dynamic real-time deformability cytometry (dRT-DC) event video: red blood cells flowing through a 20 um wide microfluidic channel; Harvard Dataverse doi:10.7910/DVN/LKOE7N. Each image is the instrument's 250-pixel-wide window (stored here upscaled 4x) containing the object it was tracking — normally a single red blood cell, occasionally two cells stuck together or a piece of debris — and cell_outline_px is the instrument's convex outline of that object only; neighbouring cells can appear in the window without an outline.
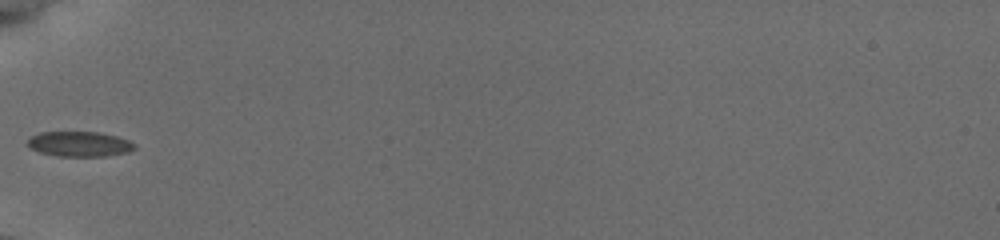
{"species": "common noctule bat (a hibernating species)", "species_latin": "Nyctalus noctula", "temperature_condition": "cold", "stored_images_in_passage": 35, "camera_frame_rate_fps": 3000, "um_per_image_px": 0.085, "animal": {"sex": "female", "body_mass_g": 19.5, "forearm_length_mm": 54.1}, "frame": {"image": 1, "passage_image": 1, "time_ms": 0.0, "image_size_px": [1000, 240], "cell_outline_px": [[136, 148], [128, 152], [108, 156], [56, 156], [40, 152], [32, 148], [28, 144], [28, 140], [32, 136], [40, 132], [100, 132], [116, 136], [128, 140], [136, 144]], "centroid_in_image_um": [6.8, 12.24], "position_along_channel_um": 78.2, "area_um2": 15.61}}
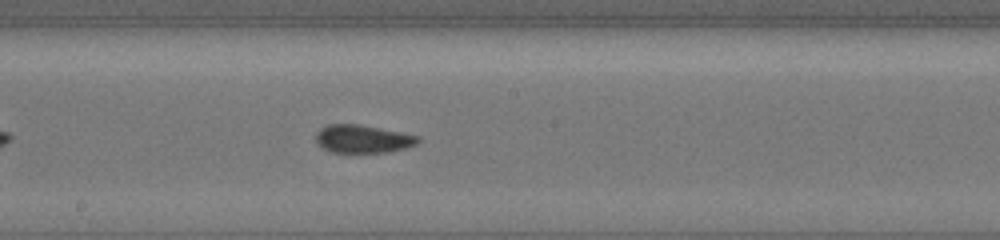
{"frame": {"image": 2, "passage_image": 12, "time_ms": 3.667, "image_size_px": [1000, 240], "cell_outline_px": [[420, 140], [416, 144], [404, 148], [388, 152], [332, 152], [324, 148], [316, 140], [316, 132], [320, 128], [328, 124], [356, 124], [420, 136]], "centroid_in_image_um": [30.82, 11.8], "position_along_channel_um": 217.4, "area_um2": 16.36}}
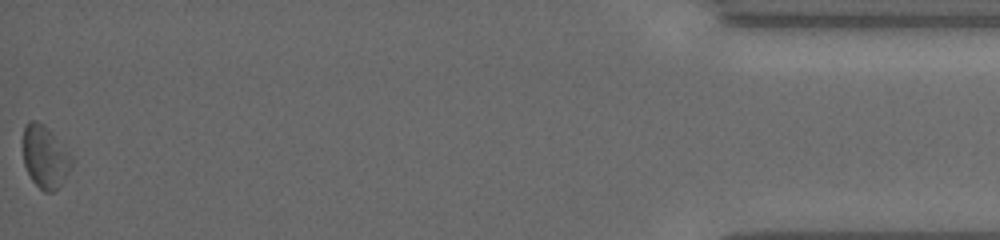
{"frame": {"image": 3, "passage_image": 35, "time_ms": 11.333, "image_size_px": [1000, 240], "cell_outline_px": [[72, 164], [60, 184], [52, 192], [44, 192], [32, 180], [24, 164], [24, 124], [28, 120], [36, 120], [44, 124], [72, 156]], "centroid_in_image_um": [3.81, 13.3], "position_along_channel_um": 431.4, "area_um2": 17.28}, "authors_computed_cell_mechanics": {"area_um2": 16.184, "velocity_mm_per_s": 3.8065, "shape_relaxation_time_tau1_ms": 2.9431, "shape_relaxation_time_tau2_ms": 2.0171, "deformation_change_tau1": 0.0606, "deformation_change_tau2": 0.0504}}